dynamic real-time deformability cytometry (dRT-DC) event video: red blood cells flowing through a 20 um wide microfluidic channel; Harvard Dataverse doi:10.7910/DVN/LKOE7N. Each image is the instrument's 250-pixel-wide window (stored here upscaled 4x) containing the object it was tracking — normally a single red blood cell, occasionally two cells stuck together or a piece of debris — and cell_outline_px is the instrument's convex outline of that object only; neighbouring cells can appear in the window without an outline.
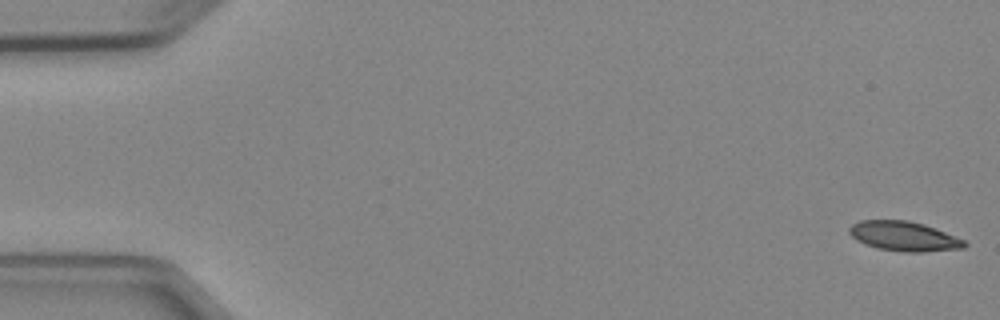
{"species": "Egyptian fruit bat (a non-hibernating species)", "species_latin": "Rousettus aegyptiacus", "temperature_condition": "cold", "stored_images_in_passage": 5, "camera_frame_rate_fps": 3000, "um_per_image_px": 0.085, "animal": {"sex": "female"}, "frame": {"image": 1, "passage_image": 1, "time_ms": 0.0, "image_size_px": [1000, 320], "cell_outline_px": [[968, 244], [964, 248], [924, 252], [904, 252], [876, 248], [864, 244], [856, 240], [848, 232], [848, 228], [852, 224], [860, 220], [908, 220], [924, 224], [964, 240]], "centroid_in_image_um": [76.8, 20.08], "position_along_channel_um": 8.2, "area_um2": 19.94}}
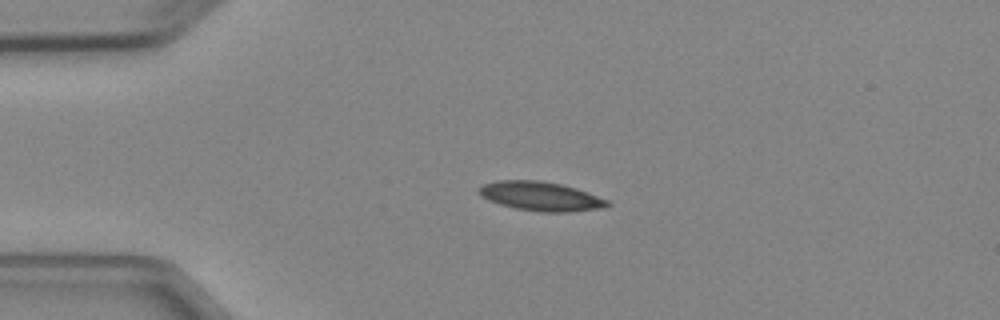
{"frame": {"image": 2, "passage_image": 4, "time_ms": 3.667, "image_size_px": [1000, 320], "cell_outline_px": [[612, 204], [604, 208], [568, 212], [540, 212], [516, 208], [500, 204], [488, 200], [480, 196], [476, 192], [476, 188], [484, 184], [496, 180], [540, 180], [560, 184], [576, 188], [588, 192], [608, 200]], "centroid_in_image_um": [45.94, 16.68], "position_along_channel_um": 39.1, "area_um2": 22.02}}